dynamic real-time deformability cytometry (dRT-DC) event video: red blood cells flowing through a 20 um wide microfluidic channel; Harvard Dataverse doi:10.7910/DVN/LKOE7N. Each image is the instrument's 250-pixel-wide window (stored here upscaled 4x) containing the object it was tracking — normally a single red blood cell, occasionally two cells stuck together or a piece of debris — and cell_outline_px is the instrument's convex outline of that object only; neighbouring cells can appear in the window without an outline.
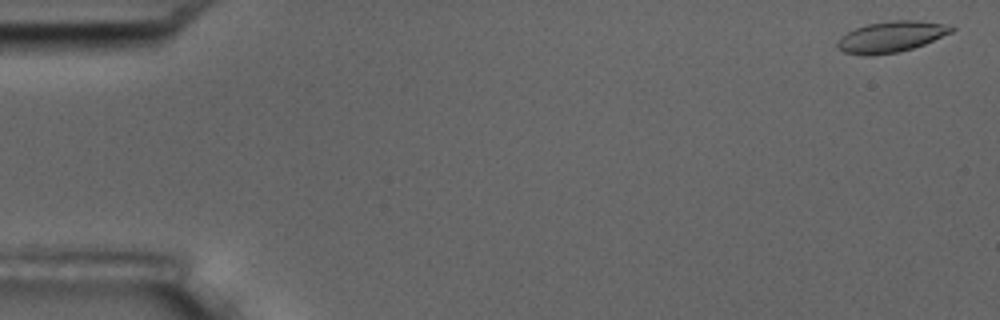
{"species": "common noctule bat (a hibernating species)", "species_latin": "Nyctalus noctula", "temperature_condition": "room temperature", "stored_images_in_passage": 17, "camera_frame_rate_fps": 3000, "um_per_image_px": 0.085, "animal": {"sex": "male", "body_mass_g": 17.5, "forearm_length_mm": 52.3}, "frame": {"image": 1, "passage_image": 1, "time_ms": 0.0, "image_size_px": [1000, 320], "cell_outline_px": [[956, 28], [952, 32], [924, 44], [900, 52], [872, 56], [860, 56], [844, 52], [836, 48], [836, 44], [840, 36], [856, 28], [868, 24], [892, 20], [920, 20], [952, 24]], "centroid_in_image_um": [75.76, 3.13], "position_along_channel_um": 9.2, "area_um2": 20.98}}
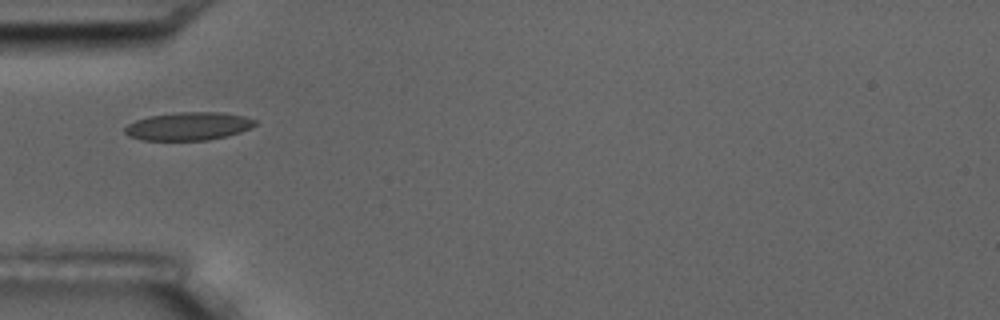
{"frame": {"image": 2, "passage_image": 6, "time_ms": 5.667, "image_size_px": [1000, 320], "cell_outline_px": [[256, 124], [252, 128], [228, 136], [208, 140], [144, 140], [128, 136], [124, 132], [124, 128], [128, 124], [136, 120], [148, 116], [176, 112], [220, 112], [244, 116], [256, 120]], "centroid_in_image_um": [16.02, 10.73], "position_along_channel_um": 69.0, "area_um2": 21.44}}
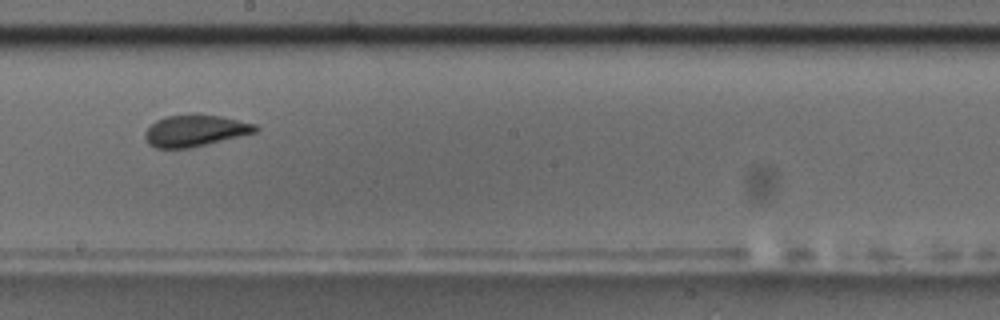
{"frame": {"image": 3, "passage_image": 10, "time_ms": 10.333, "image_size_px": [1000, 320], "cell_outline_px": [[260, 128], [256, 132], [192, 148], [156, 148], [148, 144], [144, 136], [144, 132], [156, 120], [168, 116], [196, 112], [220, 116], [256, 124]], "centroid_in_image_um": [16.58, 11.09], "position_along_channel_um": 231.6, "area_um2": 20.63}, "authors_computed_cell_mechanics": {"area_um2": 20.6346, "velocity_mm_per_s": 3.4902, "shape_relaxation_time_tau1_ms": 4.535, "shape_relaxation_time_tau2_ms": null, "deformation_change_tau1": 0.1027, "deformation_change_tau2": null}}